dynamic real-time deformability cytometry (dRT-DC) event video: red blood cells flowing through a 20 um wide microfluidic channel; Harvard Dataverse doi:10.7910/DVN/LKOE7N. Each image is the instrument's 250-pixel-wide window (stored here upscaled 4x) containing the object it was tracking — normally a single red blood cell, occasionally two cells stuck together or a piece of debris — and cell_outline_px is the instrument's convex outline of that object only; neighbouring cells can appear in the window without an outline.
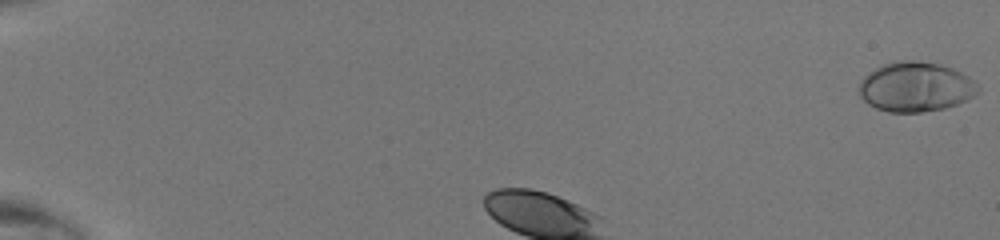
{"species": "human", "species_latin": "Homo sapiens", "temperature_condition": "room temperature", "stored_images_in_passage": 32, "camera_frame_rate_fps": 3000, "um_per_image_px": 0.085, "donor": {"sex": "male"}, "frame": {"image": 1, "passage_image": 1, "time_ms": 0.0, "image_size_px": [1000, 240], "cell_outline_px": [[980, 92], [968, 100], [944, 108], [920, 112], [888, 112], [876, 108], [868, 104], [856, 92], [856, 88], [860, 80], [868, 72], [884, 64], [896, 60], [920, 60], [940, 64], [952, 68], [968, 76], [980, 88]], "centroid_in_image_um": [77.79, 7.38], "position_along_channel_um": 7.2, "area_um2": 34.91}}
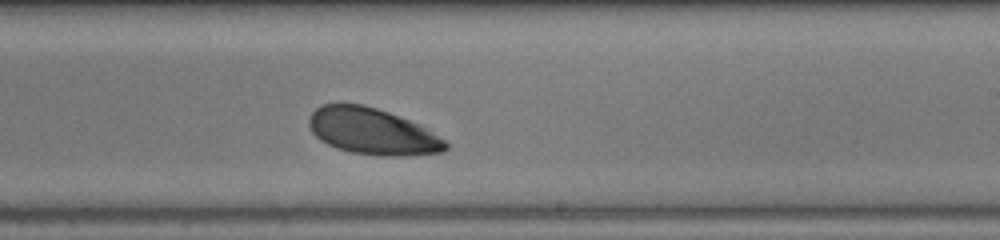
{"frame": {"image": 2, "passage_image": 21, "time_ms": 6.667, "image_size_px": [1000, 240], "cell_outline_px": [[448, 148], [444, 152], [404, 156], [380, 156], [352, 152], [336, 148], [320, 140], [312, 132], [308, 124], [308, 116], [320, 104], [364, 104], [388, 112], [408, 120], [424, 128], [444, 140], [448, 144]], "centroid_in_image_um": [31.6, 11.17], "position_along_channel_um": 257.4, "area_um2": 36.7}}
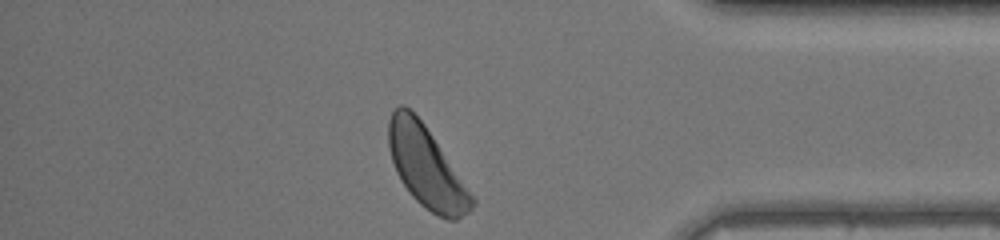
{"frame": {"image": 3, "passage_image": 32, "time_ms": 10.333, "image_size_px": [1000, 240], "cell_outline_px": [[476, 204], [468, 212], [456, 220], [448, 220], [424, 208], [412, 196], [400, 180], [396, 172], [388, 148], [388, 120], [392, 112], [400, 104], [404, 104], [424, 124], [476, 200]], "centroid_in_image_um": [36.21, 14.21], "position_along_channel_um": 399.0, "area_um2": 38.78}}